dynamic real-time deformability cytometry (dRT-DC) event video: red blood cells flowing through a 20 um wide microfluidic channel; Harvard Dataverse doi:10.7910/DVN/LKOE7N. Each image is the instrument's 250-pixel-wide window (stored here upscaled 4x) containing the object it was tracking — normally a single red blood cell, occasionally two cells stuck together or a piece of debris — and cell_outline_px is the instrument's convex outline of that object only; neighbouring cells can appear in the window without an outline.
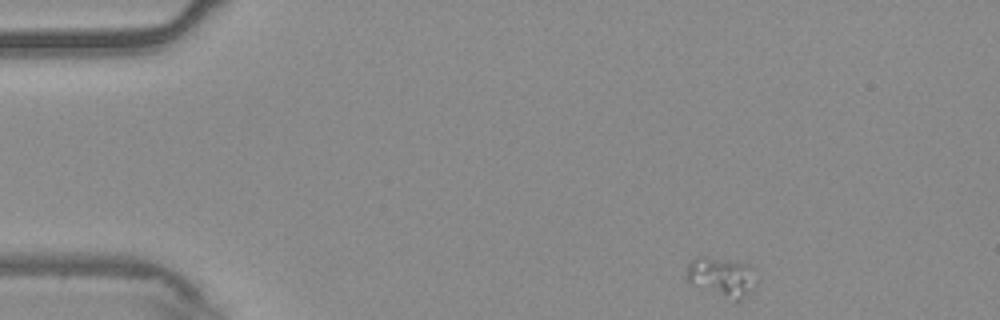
{"species": "common noctule bat (a hibernating species)", "species_latin": "Nyctalus noctula", "temperature_condition": "warm", "stored_images_in_passage": 49, "camera_frame_rate_fps": 3000, "um_per_image_px": 0.085, "animal": {"sex": "male", "body_mass_g": 20.4}, "frame": {"image": 1, "passage_image": 1, "time_ms": 0.0, "image_size_px": [1000, 320], "cell_outline_px": [[756, 284], [752, 292], [740, 300], [736, 300], [724, 296], [692, 284], [688, 280], [688, 264], [696, 256], [704, 256], [748, 264], [756, 268]], "centroid_in_image_um": [61.43, 23.51], "position_along_channel_um": 23.6, "area_um2": 15.84}}
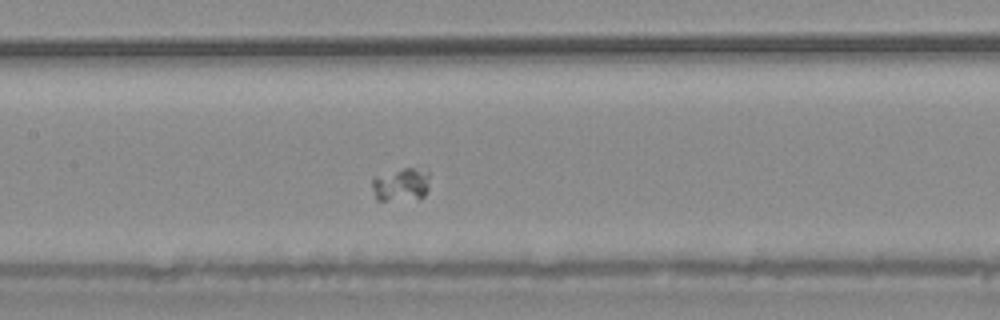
{"frame": {"image": 2, "passage_image": 20, "time_ms": 6.333, "image_size_px": [1000, 320], "cell_outline_px": [[428, 188], [424, 196], [420, 200], [376, 200], [372, 188], [372, 180], [376, 176], [404, 168], [412, 168], [428, 172]], "centroid_in_image_um": [34.09, 15.73], "position_along_channel_um": 173.3, "area_um2": 11.16}}
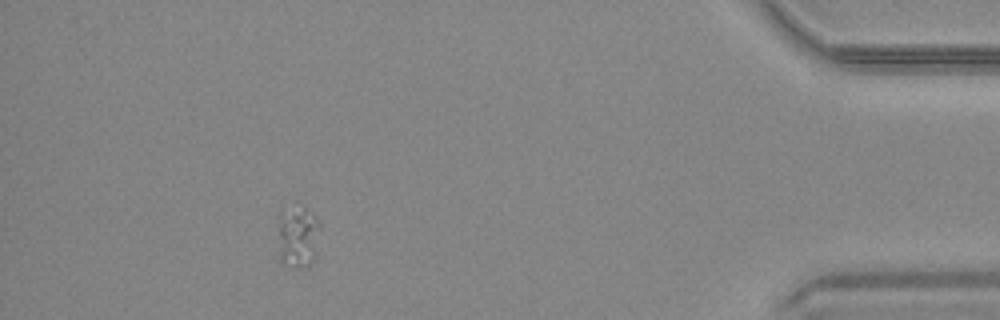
{"frame": {"image": 3, "passage_image": 44, "time_ms": 14.333, "image_size_px": [1000, 320], "cell_outline_px": [[320, 228], [316, 252], [312, 260], [308, 264], [284, 264], [280, 260], [280, 208], [304, 208], [312, 212], [320, 220]], "centroid_in_image_um": [25.36, 20.03], "position_along_channel_um": 409.8, "area_um2": 14.57}}